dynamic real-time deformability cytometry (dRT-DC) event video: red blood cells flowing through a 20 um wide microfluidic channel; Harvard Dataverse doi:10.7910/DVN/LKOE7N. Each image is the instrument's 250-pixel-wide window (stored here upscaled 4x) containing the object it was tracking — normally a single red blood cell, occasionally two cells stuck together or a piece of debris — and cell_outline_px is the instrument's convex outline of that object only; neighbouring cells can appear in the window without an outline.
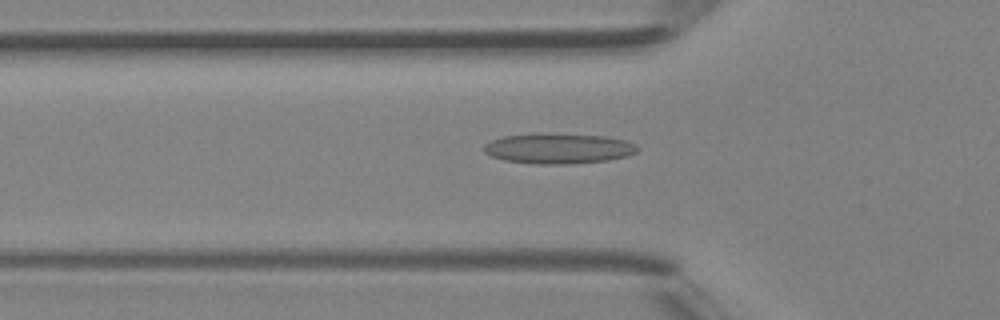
{"species": "Egyptian fruit bat (a non-hibernating species)", "species_latin": "Rousettus aegyptiacus", "temperature_condition": "room temperature", "stored_images_in_passage": 40, "camera_frame_rate_fps": 3000, "um_per_image_px": 0.085, "animal": {"sex": "female"}, "frame": {"image": 1, "passage_image": 12, "time_ms": 3.667, "image_size_px": [1000, 320], "cell_outline_px": [[640, 148], [636, 152], [624, 156], [608, 160], [564, 164], [536, 164], [504, 160], [492, 156], [484, 152], [484, 144], [492, 140], [504, 136], [536, 132], [544, 132], [604, 136], [624, 140], [636, 144]], "centroid_in_image_um": [47.44, 12.6], "position_along_channel_um": 78.4, "area_um2": 27.34}}
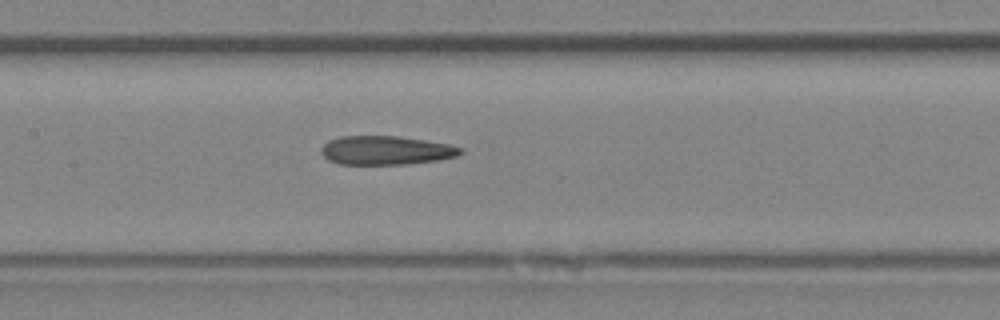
{"frame": {"image": 2, "passage_image": 18, "time_ms": 5.667, "image_size_px": [1000, 320], "cell_outline_px": [[464, 152], [456, 156], [436, 160], [408, 164], [336, 164], [328, 160], [320, 152], [320, 148], [328, 140], [340, 136], [396, 136], [424, 140], [448, 144], [464, 148]], "centroid_in_image_um": [32.77, 12.78], "position_along_channel_um": 174.6, "area_um2": 23.47}}
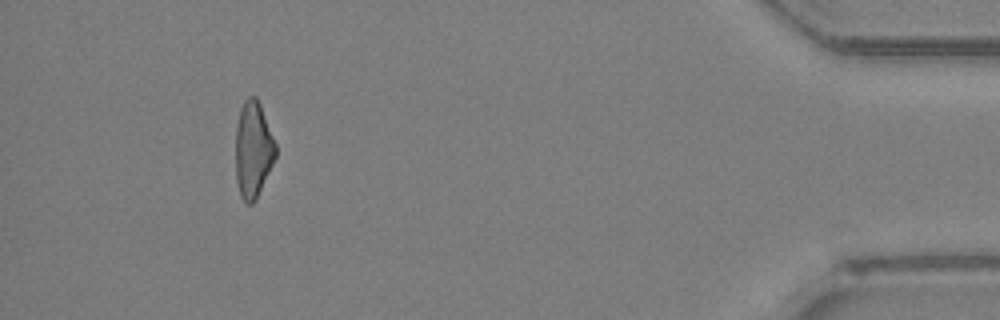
{"frame": {"image": 3, "passage_image": 37, "time_ms": 12.0, "image_size_px": [1000, 320], "cell_outline_px": [[276, 156], [256, 200], [252, 204], [244, 204], [240, 196], [236, 180], [236, 124], [240, 108], [244, 100], [248, 96], [256, 96], [260, 104], [276, 144]], "centroid_in_image_um": [21.5, 12.73], "position_along_channel_um": 413.7, "area_um2": 22.6}}